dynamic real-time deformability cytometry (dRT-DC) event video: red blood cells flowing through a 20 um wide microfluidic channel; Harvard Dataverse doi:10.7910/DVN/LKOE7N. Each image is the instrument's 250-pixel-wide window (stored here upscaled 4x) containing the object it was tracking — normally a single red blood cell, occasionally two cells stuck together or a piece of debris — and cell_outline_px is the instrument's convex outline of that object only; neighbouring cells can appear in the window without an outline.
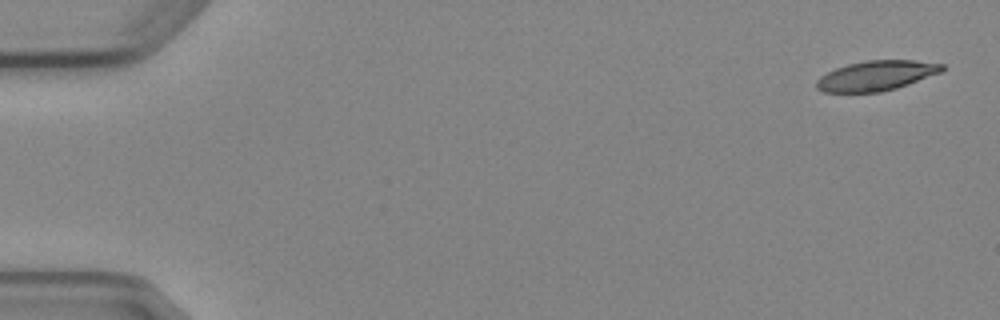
{"species": "Egyptian fruit bat (a non-hibernating species)", "species_latin": "Rousettus aegyptiacus", "temperature_condition": "cold", "stored_images_in_passage": 5, "camera_frame_rate_fps": 3000, "um_per_image_px": 0.085, "animal": {"sex": "female"}, "frame": {"image": 1, "passage_image": 1, "time_ms": 0.0, "image_size_px": [1000, 320], "cell_outline_px": [[944, 68], [940, 72], [908, 84], [896, 88], [880, 92], [824, 92], [816, 88], [816, 80], [820, 76], [836, 68], [848, 64], [864, 60], [916, 60], [944, 64]], "centroid_in_image_um": [74.46, 6.42], "position_along_channel_um": 10.5, "area_um2": 21.79}}
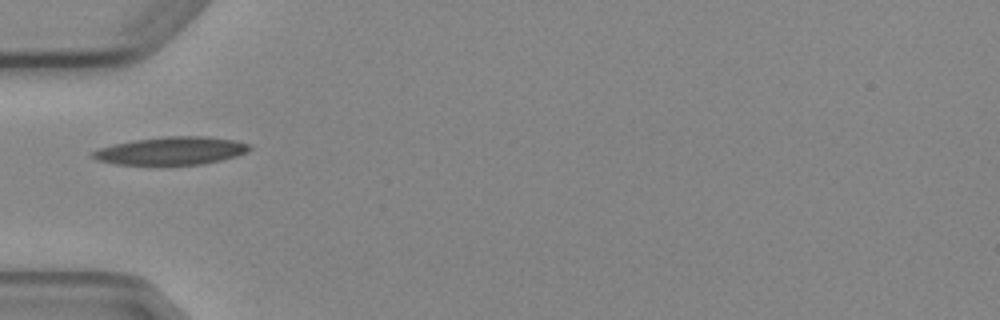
{"frame": {"image": 2, "passage_image": 5, "time_ms": 5.333, "image_size_px": [1000, 320], "cell_outline_px": [[252, 148], [248, 152], [236, 156], [204, 164], [116, 164], [96, 160], [88, 156], [92, 152], [100, 148], [112, 144], [132, 140], [168, 136], [204, 136], [236, 140], [252, 144]], "centroid_in_image_um": [14.57, 12.81], "position_along_channel_um": 70.4, "area_um2": 25.61}}